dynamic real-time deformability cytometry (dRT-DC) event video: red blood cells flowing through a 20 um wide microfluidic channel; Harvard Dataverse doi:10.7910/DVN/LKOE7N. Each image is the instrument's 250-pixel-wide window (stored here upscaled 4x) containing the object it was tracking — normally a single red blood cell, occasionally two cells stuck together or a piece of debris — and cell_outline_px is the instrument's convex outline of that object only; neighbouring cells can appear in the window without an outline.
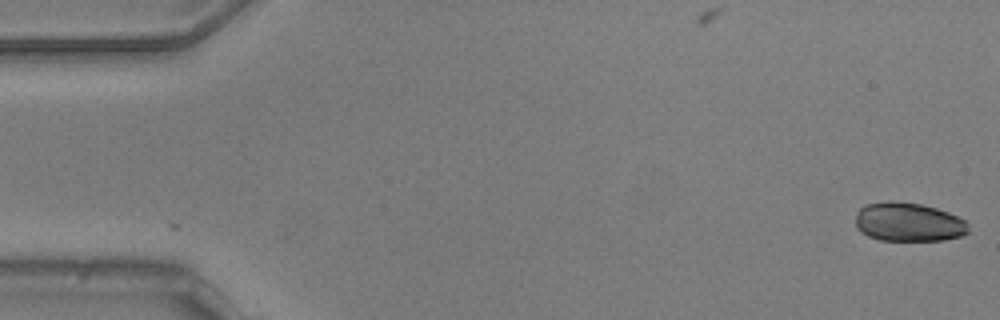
{"species": "common noctule bat (a hibernating species)", "species_latin": "Nyctalus noctula", "temperature_condition": "warm", "stored_images_in_passage": 53, "camera_frame_rate_fps": 3000, "um_per_image_px": 0.085, "animal": {"sex": "male", "body_mass_g": 20.5, "forearm_length_mm": 52.5}, "frame": {"image": 1, "passage_image": 1, "time_ms": 0.0, "image_size_px": [1000, 320], "cell_outline_px": [[964, 232], [956, 236], [936, 240], [888, 240], [872, 236], [864, 232], [860, 228], [876, 204], [912, 204], [932, 208], [944, 212], [960, 220]], "centroid_in_image_um": [77.4, 18.97], "position_along_channel_um": 7.6, "area_um2": 21.33}}
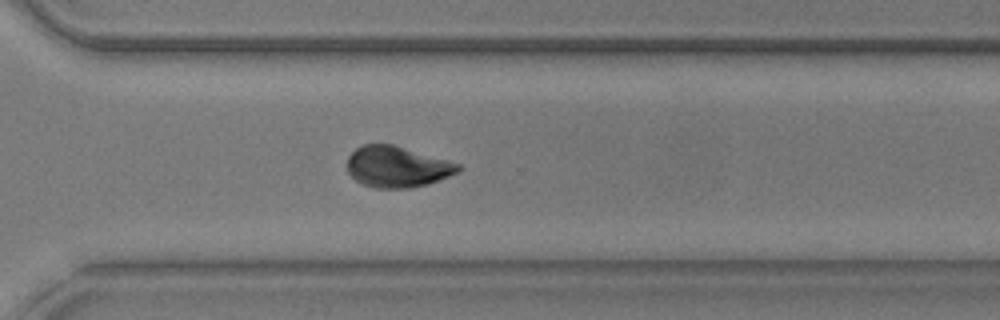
{"frame": {"image": 2, "passage_image": 38, "time_ms": 12.333, "image_size_px": [1000, 320], "cell_outline_px": [[456, 168], [452, 172], [432, 180], [420, 184], [376, 184], [352, 172], [348, 164], [348, 160], [360, 148], [372, 144], [380, 144], [396, 148]], "centroid_in_image_um": [33.58, 14.12], "position_along_channel_um": 337.0, "area_um2": 20.63}}
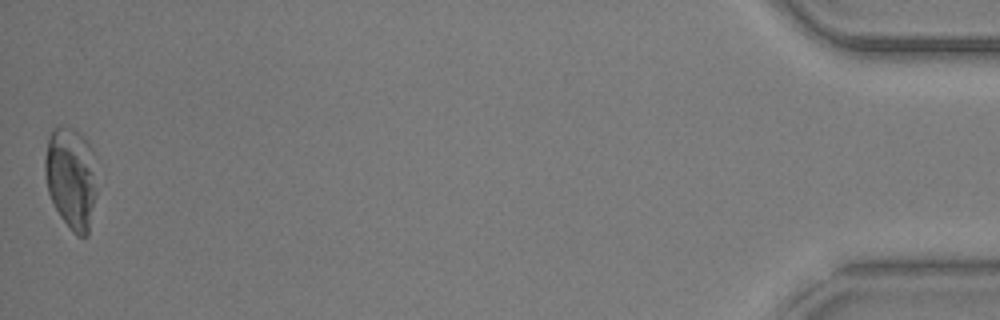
{"frame": {"image": 3, "passage_image": 53, "time_ms": 17.333, "image_size_px": [1000, 320], "cell_outline_px": [[84, 216], [64, 216], [60, 212], [56, 204], [48, 184], [48, 148], [52, 148], [64, 152], [84, 172]], "centroid_in_image_um": [5.61, 15.6], "position_along_channel_um": 429.6, "area_um2": 13.93}, "authors_computed_cell_mechanics": {"area_um2": 20.6346, "velocity_mm_per_s": 3.7909, "shape_relaxation_time_tau1_ms": null, "shape_relaxation_time_tau2_ms": 1.5185, "deformation_change_tau1": null, "deformation_change_tau2": 0.0401}}